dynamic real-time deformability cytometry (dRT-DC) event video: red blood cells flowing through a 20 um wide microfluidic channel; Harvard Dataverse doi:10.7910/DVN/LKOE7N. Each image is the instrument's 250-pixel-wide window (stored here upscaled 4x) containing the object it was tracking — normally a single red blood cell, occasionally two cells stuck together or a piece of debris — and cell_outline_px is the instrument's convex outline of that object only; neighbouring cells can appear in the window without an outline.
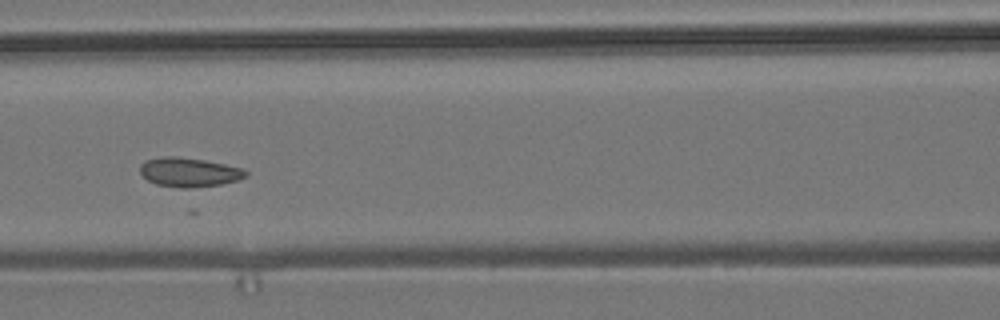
{"species": "common noctule bat (a hibernating species)", "species_latin": "Nyctalus noctula", "temperature_condition": "room temperature", "stored_images_in_passage": 10, "camera_frame_rate_fps": 3000, "um_per_image_px": 0.085, "animal": {"sex": "male", "body_mass_g": 19.2, "forearm_length_mm": 51.8}, "frame": {"image": 1, "passage_image": 6, "time_ms": 7.333, "image_size_px": [1000, 320], "cell_outline_px": [[248, 176], [236, 180], [220, 184], [188, 188], [180, 188], [156, 184], [148, 180], [140, 172], [140, 164], [148, 160], [164, 156], [176, 156], [204, 160], [244, 168], [248, 172]], "centroid_in_image_um": [16.09, 14.63], "position_along_channel_um": 150.5, "area_um2": 17.86}}
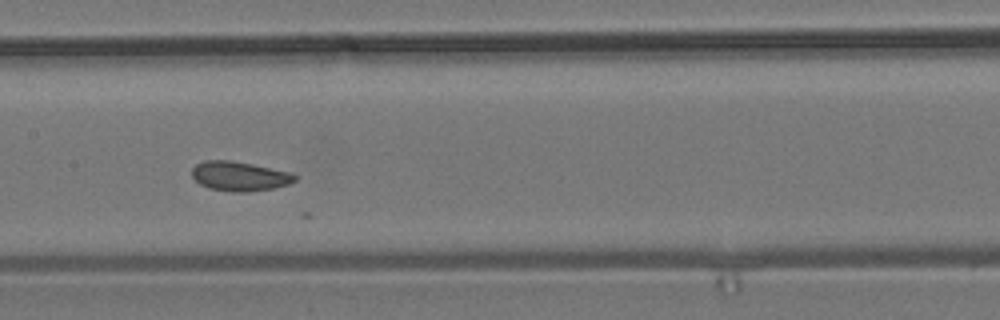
{"frame": {"image": 2, "passage_image": 7, "time_ms": 8.333, "image_size_px": [1000, 320], "cell_outline_px": [[296, 180], [288, 184], [272, 188], [248, 192], [232, 192], [208, 188], [200, 184], [192, 176], [192, 168], [196, 164], [204, 160], [232, 160], [292, 172], [296, 176]], "centroid_in_image_um": [20.35, 14.97], "position_along_channel_um": 187.1, "area_um2": 17.74}}
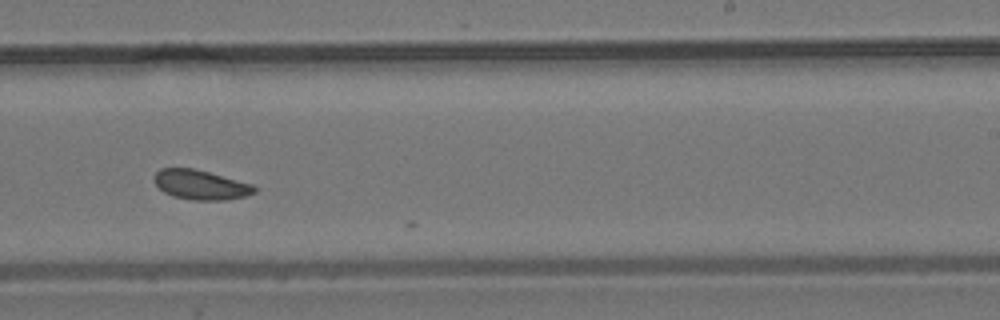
{"frame": {"image": 3, "passage_image": 9, "time_ms": 10.667, "image_size_px": [1000, 320], "cell_outline_px": [[256, 192], [244, 196], [228, 200], [196, 200], [172, 196], [164, 192], [156, 184], [152, 176], [160, 168], [192, 168], [208, 172], [252, 184], [256, 188]], "centroid_in_image_um": [17.03, 15.71], "position_along_channel_um": 272.0, "area_um2": 17.17}}